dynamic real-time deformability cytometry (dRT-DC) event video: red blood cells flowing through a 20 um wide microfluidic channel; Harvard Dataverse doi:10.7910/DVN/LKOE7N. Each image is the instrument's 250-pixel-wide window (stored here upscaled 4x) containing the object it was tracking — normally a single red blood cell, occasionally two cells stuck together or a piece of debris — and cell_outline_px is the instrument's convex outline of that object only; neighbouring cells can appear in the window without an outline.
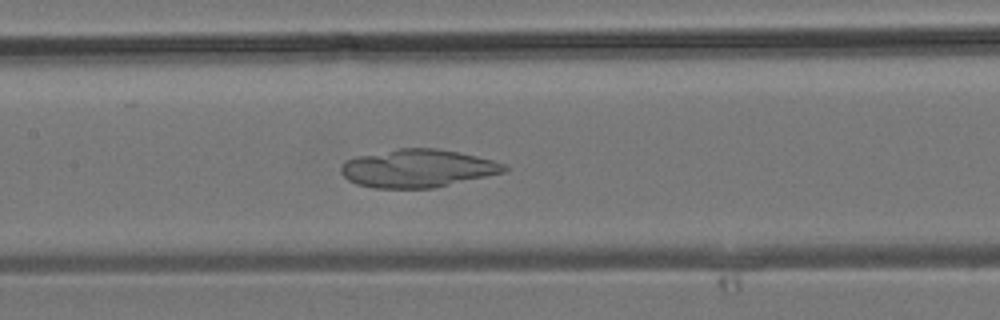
{"species": "common noctule bat (a hibernating species)", "species_latin": "Nyctalus noctula", "temperature_condition": "room temperature", "stored_images_in_passage": 38, "camera_frame_rate_fps": 3000, "um_per_image_px": 0.085, "animal": {"sex": "male", "body_mass_g": 19.2, "forearm_length_mm": 51.8}, "frame": {"image": 1, "passage_image": 18, "time_ms": 5.667, "image_size_px": [1000, 320], "cell_outline_px": [[512, 168], [504, 172], [432, 188], [376, 188], [356, 184], [348, 180], [340, 172], [340, 168], [344, 160], [356, 156], [400, 148], [436, 148], [476, 156], [508, 164]], "centroid_in_image_um": [35.49, 14.31], "position_along_channel_um": 171.9, "area_um2": 36.13}}
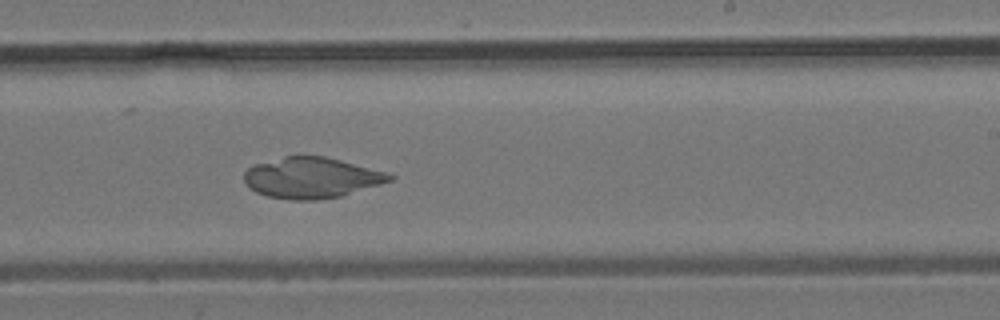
{"frame": {"image": 2, "passage_image": 23, "time_ms": 7.333, "image_size_px": [1000, 320], "cell_outline_px": [[396, 176], [392, 180], [380, 184], [340, 196], [320, 200], [288, 200], [268, 196], [256, 192], [244, 180], [244, 172], [248, 168], [256, 164], [284, 156], [324, 156], [340, 160], [384, 172]], "centroid_in_image_um": [26.46, 15.12], "position_along_channel_um": 262.5, "area_um2": 34.16}}
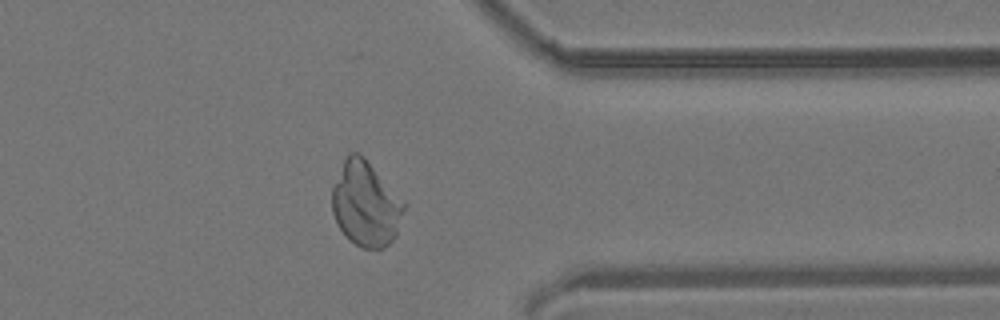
{"frame": {"image": 3, "passage_image": 30, "time_ms": 9.667, "image_size_px": [1000, 320], "cell_outline_px": [[408, 204], [396, 236], [384, 248], [360, 248], [348, 240], [340, 228], [332, 212], [332, 188], [344, 160], [348, 152], [360, 152], [364, 156]], "centroid_in_image_um": [31.12, 17.34], "position_along_channel_um": 380.3, "area_um2": 36.01}}